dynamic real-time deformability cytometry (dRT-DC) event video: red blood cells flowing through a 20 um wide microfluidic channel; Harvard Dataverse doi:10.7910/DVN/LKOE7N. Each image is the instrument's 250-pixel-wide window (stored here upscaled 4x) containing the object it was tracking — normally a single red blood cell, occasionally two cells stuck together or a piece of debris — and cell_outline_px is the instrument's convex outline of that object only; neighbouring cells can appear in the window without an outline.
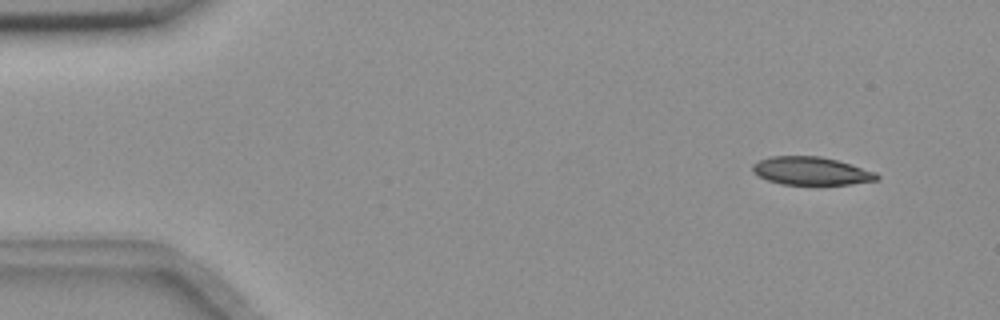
{"species": "common noctule bat (a hibernating species)", "species_latin": "Nyctalus noctula", "temperature_condition": "room temperature", "stored_images_in_passage": 54, "camera_frame_rate_fps": 3000, "um_per_image_px": 0.085, "animal": {"sex": "female", "body_mass_g": 18.4}, "frame": {"image": 1, "passage_image": 3, "time_ms": 0.667, "image_size_px": [1000, 320], "cell_outline_px": [[880, 180], [852, 184], [780, 184], [768, 180], [752, 172], [752, 164], [760, 160], [772, 156], [820, 156], [836, 160], [876, 172], [880, 176]], "centroid_in_image_um": [68.96, 14.53], "position_along_channel_um": 16.0, "area_um2": 20.23}}
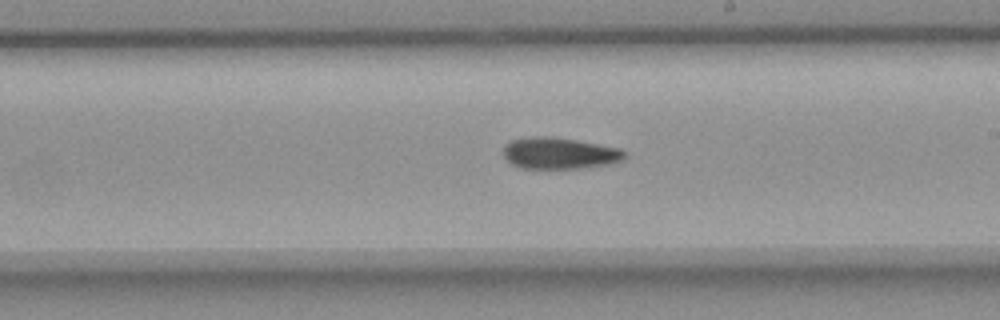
{"frame": {"image": 2, "passage_image": 30, "time_ms": 9.667, "image_size_px": [1000, 320], "cell_outline_px": [[628, 156], [624, 160], [612, 164], [588, 168], [520, 168], [512, 164], [504, 156], [504, 148], [512, 140], [532, 136], [552, 136], [576, 140], [620, 148]], "centroid_in_image_um": [47.62, 13.03], "position_along_channel_um": 241.4, "area_um2": 22.37}}
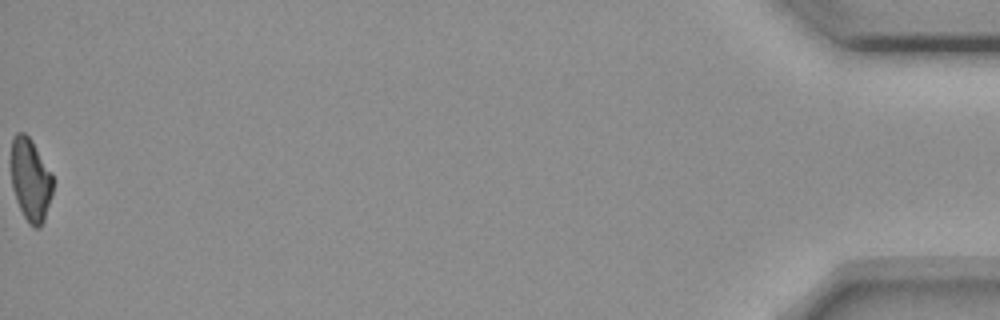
{"frame": {"image": 3, "passage_image": 54, "time_ms": 17.667, "image_size_px": [1000, 320], "cell_outline_px": [[52, 196], [44, 220], [40, 228], [36, 228], [28, 224], [16, 200], [12, 188], [12, 140], [16, 132], [24, 132], [32, 140], [52, 172]], "centroid_in_image_um": [2.61, 15.29], "position_along_channel_um": 432.6, "area_um2": 20.17}}